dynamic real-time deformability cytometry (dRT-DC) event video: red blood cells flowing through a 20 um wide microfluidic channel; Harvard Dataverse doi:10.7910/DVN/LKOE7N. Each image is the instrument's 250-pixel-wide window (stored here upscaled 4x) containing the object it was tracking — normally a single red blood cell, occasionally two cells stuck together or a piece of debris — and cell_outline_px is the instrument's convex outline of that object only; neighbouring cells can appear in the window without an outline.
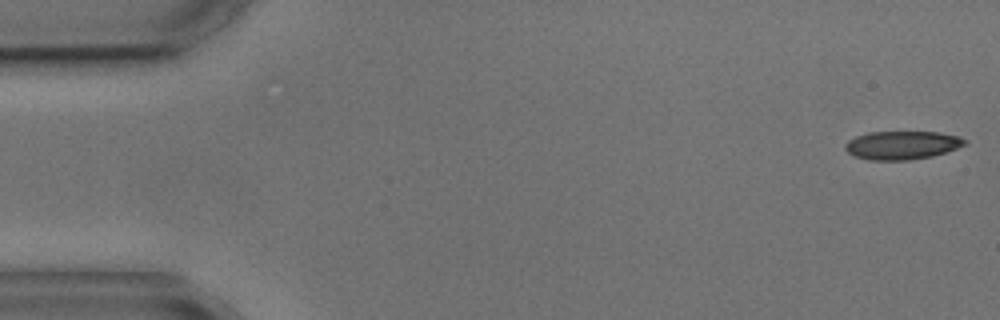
{"species": "common noctule bat (a hibernating species)", "species_latin": "Nyctalus noctula", "temperature_condition": "cold", "stored_images_in_passage": 5, "camera_frame_rate_fps": 3000, "um_per_image_px": 0.085, "animal": {"sex": "male", "body_mass_g": 17.9, "forearm_length_mm": 54.2}, "frame": {"image": 1, "passage_image": 1, "time_ms": 0.0, "image_size_px": [1000, 320], "cell_outline_px": [[968, 144], [932, 156], [908, 160], [868, 160], [856, 156], [848, 152], [844, 148], [844, 144], [848, 140], [856, 136], [868, 132], [940, 132], [960, 136], [968, 140]], "centroid_in_image_um": [76.69, 12.33], "position_along_channel_um": 8.3, "area_um2": 19.88}}